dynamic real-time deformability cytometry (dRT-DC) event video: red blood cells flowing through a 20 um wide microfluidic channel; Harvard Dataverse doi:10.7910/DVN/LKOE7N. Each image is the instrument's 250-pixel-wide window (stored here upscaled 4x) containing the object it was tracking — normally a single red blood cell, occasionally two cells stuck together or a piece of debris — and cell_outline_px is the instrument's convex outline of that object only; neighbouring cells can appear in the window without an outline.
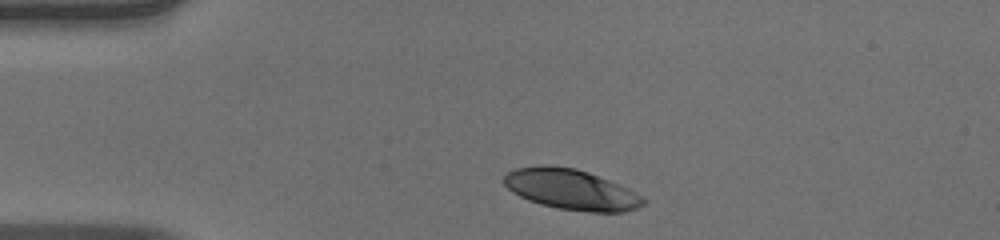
{"species": "human", "species_latin": "Homo sapiens", "temperature_condition": "warm", "stored_images_in_passage": 34, "camera_frame_rate_fps": 3000, "um_per_image_px": 0.085, "donor": {"sex": "male"}, "frame": {"image": 1, "passage_image": 1, "time_ms": 0.0, "image_size_px": [1000, 240], "cell_outline_px": [[648, 200], [644, 204], [636, 208], [624, 212], [588, 212], [556, 208], [540, 204], [528, 200], [512, 192], [504, 184], [504, 176], [508, 172], [516, 168], [540, 164], [548, 164], [576, 168], [588, 172], [608, 180], [644, 196]], "centroid_in_image_um": [48.54, 16.1], "position_along_channel_um": 36.5, "area_um2": 33.0}}
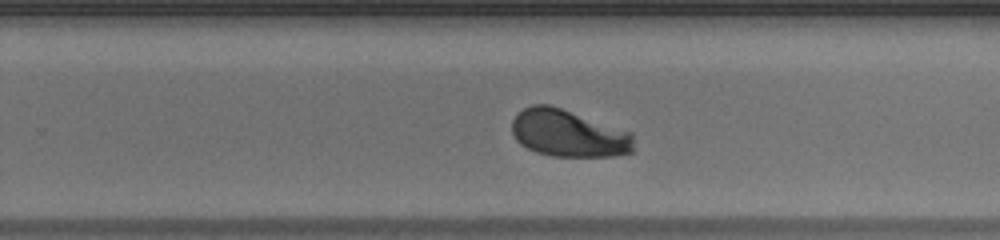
{"frame": {"image": 2, "passage_image": 23, "time_ms": 7.333, "image_size_px": [1000, 240], "cell_outline_px": [[632, 152], [612, 156], [552, 156], [536, 152], [520, 144], [516, 140], [512, 132], [512, 120], [524, 108], [532, 104], [548, 104], [632, 132]], "centroid_in_image_um": [48.29, 11.34], "position_along_channel_um": 281.5, "area_um2": 33.18}}
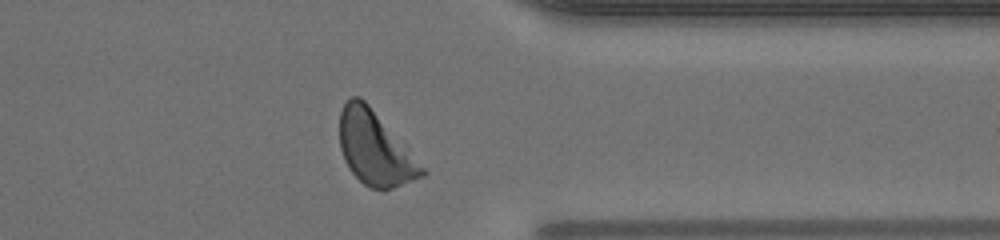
{"frame": {"image": 3, "passage_image": 31, "time_ms": 10.0, "image_size_px": [1000, 240], "cell_outline_px": [[428, 172], [424, 176], [392, 188], [368, 188], [348, 168], [344, 160], [340, 148], [340, 112], [344, 104], [352, 96], [360, 96], [368, 104]], "centroid_in_image_um": [31.85, 12.62], "position_along_channel_um": 379.6, "area_um2": 34.56}, "authors_computed_cell_mechanics": {"area_um2": 34.102, "velocity_mm_per_s": 3.9162, "shape_relaxation_time_tau1_ms": 2.694, "shape_relaxation_time_tau2_ms": null, "deformation_change_tau1": 0.1645, "deformation_change_tau2": null}}